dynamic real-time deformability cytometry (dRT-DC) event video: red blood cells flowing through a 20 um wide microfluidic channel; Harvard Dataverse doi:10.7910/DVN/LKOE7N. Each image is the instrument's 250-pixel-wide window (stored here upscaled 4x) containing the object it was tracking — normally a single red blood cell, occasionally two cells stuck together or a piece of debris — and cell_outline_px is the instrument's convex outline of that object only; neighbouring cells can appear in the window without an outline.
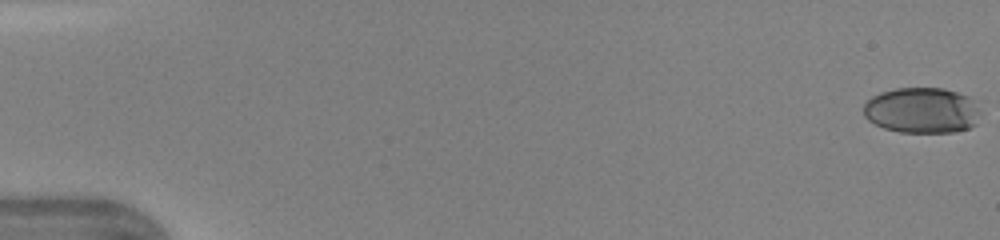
{"species": "human", "species_latin": "Homo sapiens", "temperature_condition": "warm", "stored_images_in_passage": 46, "camera_frame_rate_fps": 3000, "um_per_image_px": 0.085, "donor": {"sex": "female"}, "frame": {"image": 1, "passage_image": 1, "time_ms": 0.0, "image_size_px": [1000, 240], "cell_outline_px": [[980, 112], [976, 124], [968, 128], [956, 132], [900, 132], [884, 128], [868, 120], [864, 116], [864, 104], [872, 96], [880, 92], [896, 88], [944, 88], [968, 96], [972, 100]], "centroid_in_image_um": [78.35, 9.38], "position_along_channel_um": 6.7, "area_um2": 31.1}}
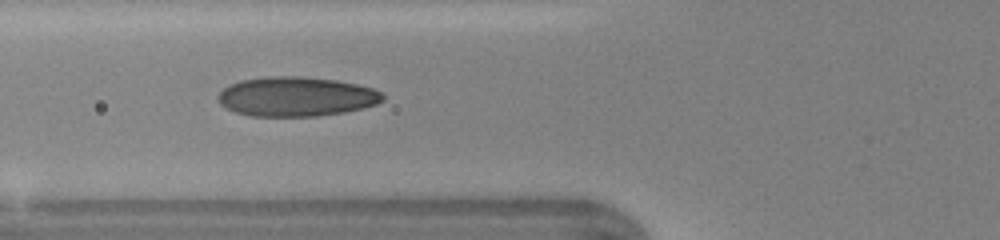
{"frame": {"image": 2, "passage_image": 19, "time_ms": 6.0, "image_size_px": [1000, 240], "cell_outline_px": [[384, 100], [376, 104], [364, 108], [344, 112], [316, 116], [252, 116], [236, 112], [220, 104], [216, 96], [228, 84], [240, 80], [268, 76], [300, 76], [336, 80], [356, 84], [372, 88], [380, 92], [384, 96]], "centroid_in_image_um": [25.16, 8.2], "position_along_channel_um": 100.6, "area_um2": 37.97}}
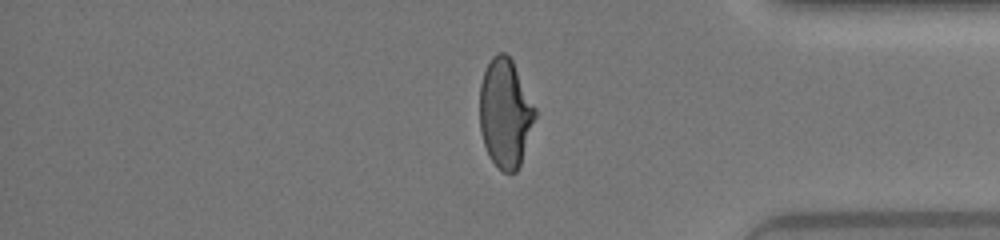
{"frame": {"image": 3, "passage_image": 40, "time_ms": 13.0, "image_size_px": [1000, 240], "cell_outline_px": [[536, 116], [520, 164], [516, 172], [504, 172], [492, 160], [484, 144], [480, 132], [480, 84], [484, 72], [492, 56], [496, 52], [504, 52], [512, 60], [536, 108]], "centroid_in_image_um": [42.94, 9.59], "position_along_channel_um": 392.3, "area_um2": 34.8}}